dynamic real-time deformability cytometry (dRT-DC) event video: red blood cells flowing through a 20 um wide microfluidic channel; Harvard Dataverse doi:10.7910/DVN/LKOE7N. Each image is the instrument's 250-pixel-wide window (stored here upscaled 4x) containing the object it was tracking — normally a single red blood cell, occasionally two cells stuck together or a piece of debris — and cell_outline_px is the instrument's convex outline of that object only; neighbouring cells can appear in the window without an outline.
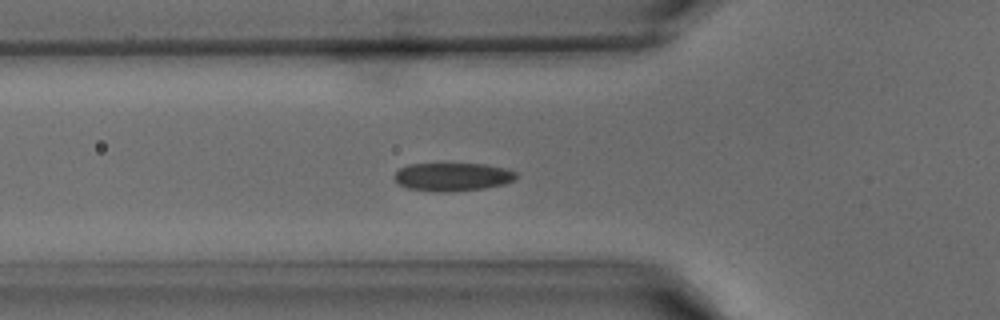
{"species": "common noctule bat (a hibernating species)", "species_latin": "Nyctalus noctula", "temperature_condition": "warm", "stored_images_in_passage": 32, "camera_frame_rate_fps": 3000, "um_per_image_px": 0.085, "animal": {"sex": "male", "body_mass_g": 15.6}, "frame": {"image": 1, "passage_image": 10, "time_ms": 3.0, "image_size_px": [1000, 320], "cell_outline_px": [[516, 176], [512, 180], [504, 184], [484, 188], [444, 192], [436, 192], [408, 188], [400, 184], [392, 176], [400, 168], [408, 164], [484, 164], [504, 168], [516, 172]], "centroid_in_image_um": [38.43, 15.03], "position_along_channel_um": 87.4, "area_um2": 19.83}}